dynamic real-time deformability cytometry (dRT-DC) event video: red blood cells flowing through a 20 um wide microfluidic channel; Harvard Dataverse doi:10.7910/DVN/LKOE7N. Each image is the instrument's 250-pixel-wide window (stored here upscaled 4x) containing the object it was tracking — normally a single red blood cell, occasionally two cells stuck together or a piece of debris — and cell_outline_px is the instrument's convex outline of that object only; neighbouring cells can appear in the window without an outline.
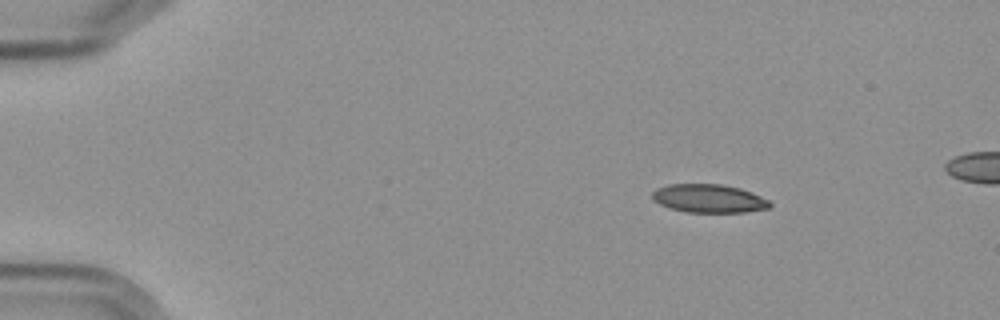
{"species": "Egyptian fruit bat (a non-hibernating species)", "species_latin": "Rousettus aegyptiacus", "temperature_condition": "cold", "stored_images_in_passage": 7, "camera_frame_rate_fps": 3000, "um_per_image_px": 0.085, "frame": {"image": 1, "passage_image": 1, "time_ms": 0.0, "image_size_px": [1000, 320], "cell_outline_px": [[772, 204], [768, 208], [744, 212], [688, 212], [672, 208], [660, 204], [652, 200], [652, 192], [656, 188], [668, 184], [724, 184], [740, 188], [752, 192], [768, 200]], "centroid_in_image_um": [60.24, 16.86], "position_along_channel_um": 24.8, "area_um2": 19.42}}
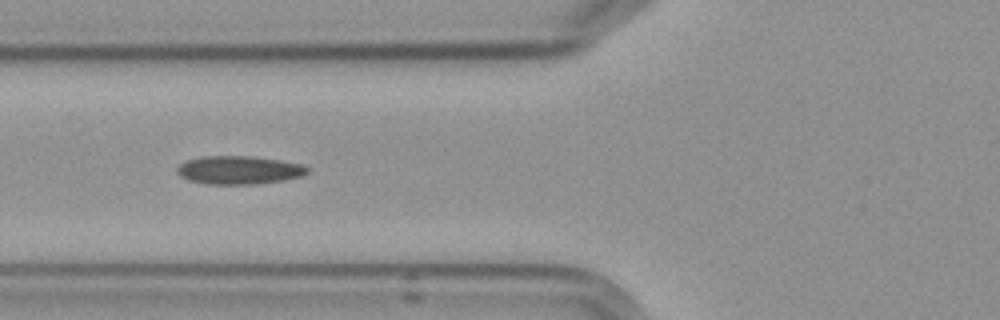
{"frame": {"image": 2, "passage_image": 5, "time_ms": 4.667, "image_size_px": [1000, 320], "cell_outline_px": [[308, 172], [300, 176], [284, 180], [256, 184], [208, 184], [188, 180], [180, 176], [176, 172], [176, 168], [180, 164], [188, 160], [200, 156], [252, 156], [280, 160], [300, 164], [308, 168]], "centroid_in_image_um": [20.27, 14.45], "position_along_channel_um": 105.5, "area_um2": 21.44}}
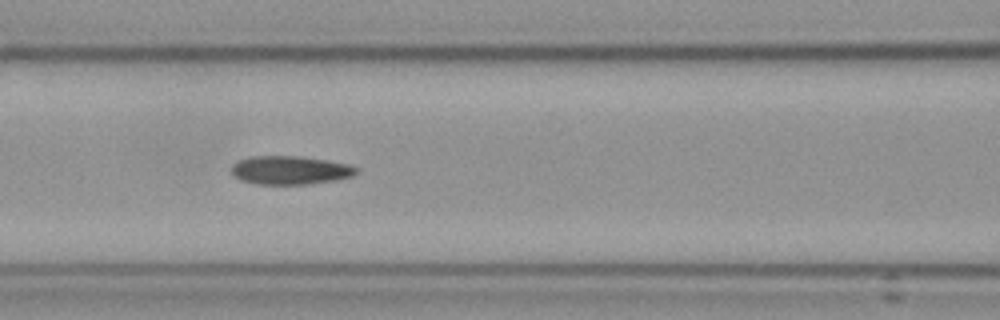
{"frame": {"image": 3, "passage_image": 6, "time_ms": 5.667, "image_size_px": [1000, 320], "cell_outline_px": [[360, 168], [352, 176], [332, 180], [308, 184], [260, 184], [240, 180], [232, 172], [232, 164], [240, 160], [252, 156], [300, 156], [328, 160], [348, 164]], "centroid_in_image_um": [24.68, 14.45], "position_along_channel_um": 141.9, "area_um2": 20.58}}